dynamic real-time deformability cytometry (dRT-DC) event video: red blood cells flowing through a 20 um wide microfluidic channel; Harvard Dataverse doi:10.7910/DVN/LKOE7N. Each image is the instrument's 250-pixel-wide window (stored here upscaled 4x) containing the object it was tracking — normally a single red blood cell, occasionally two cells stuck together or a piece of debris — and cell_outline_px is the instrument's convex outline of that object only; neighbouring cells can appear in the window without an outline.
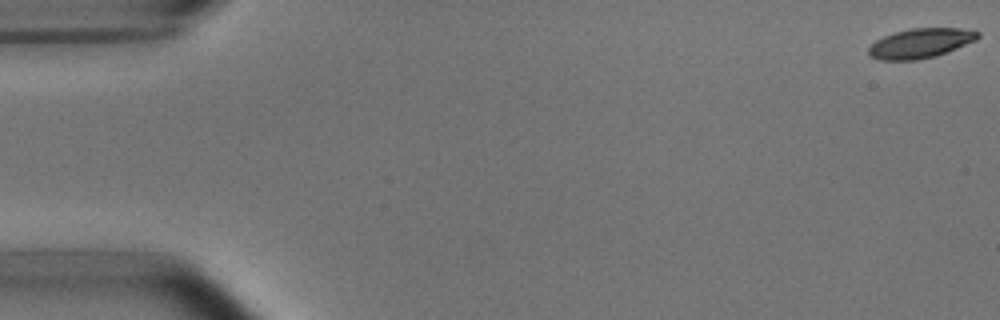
{"species": "common noctule bat (a hibernating species)", "species_latin": "Nyctalus noctula", "temperature_condition": "room temperature", "stored_images_in_passage": 9, "camera_frame_rate_fps": 3000, "um_per_image_px": 0.085, "animal": {"sex": "male", "body_mass_g": 15.6}, "frame": {"image": 1, "passage_image": 1, "time_ms": 0.0, "image_size_px": [1000, 320], "cell_outline_px": [[980, 36], [976, 40], [936, 56], [916, 60], [880, 60], [872, 56], [868, 52], [868, 48], [876, 40], [884, 36], [896, 32], [912, 28], [960, 28], [980, 32]], "centroid_in_image_um": [78.25, 3.67], "position_along_channel_um": 6.8, "area_um2": 18.67}}